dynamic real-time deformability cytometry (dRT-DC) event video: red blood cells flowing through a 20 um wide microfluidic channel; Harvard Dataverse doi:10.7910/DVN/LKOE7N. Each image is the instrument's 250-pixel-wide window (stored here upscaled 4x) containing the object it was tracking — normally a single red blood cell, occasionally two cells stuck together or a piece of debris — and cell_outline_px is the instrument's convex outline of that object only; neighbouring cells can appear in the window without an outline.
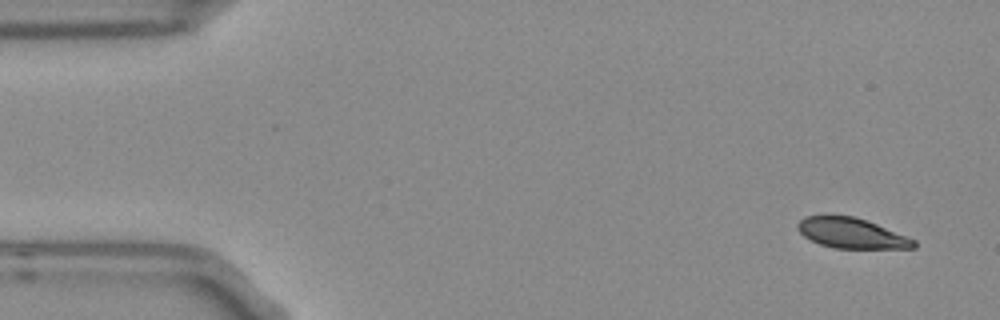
{"species": "Egyptian fruit bat (a non-hibernating species)", "species_latin": "Rousettus aegyptiacus", "temperature_condition": "room temperature", "stored_images_in_passage": 6, "camera_frame_rate_fps": 3000, "um_per_image_px": 0.085, "frame": {"image": 1, "passage_image": 1, "time_ms": 0.0, "image_size_px": [1000, 320], "cell_outline_px": [[916, 248], [832, 248], [820, 244], [804, 236], [796, 228], [796, 224], [804, 216], [852, 216], [876, 224], [916, 240]], "centroid_in_image_um": [72.36, 19.83], "position_along_channel_um": 12.6, "area_um2": 20.17}}
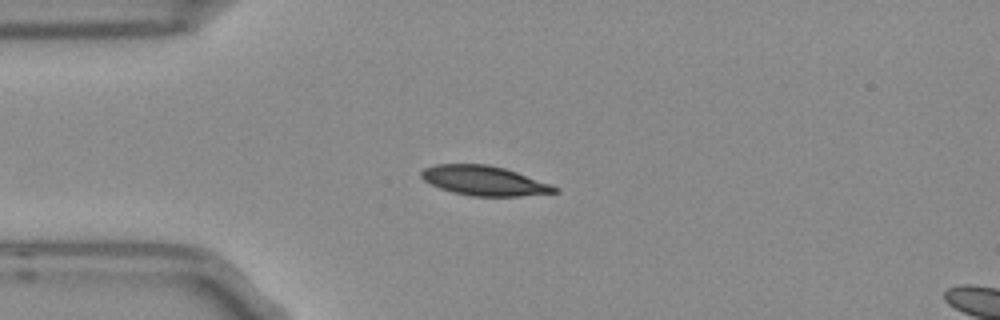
{"frame": {"image": 2, "passage_image": 3, "time_ms": 0.667, "image_size_px": [1000, 320], "cell_outline_px": [[560, 192], [520, 196], [472, 196], [452, 192], [440, 188], [424, 180], [420, 176], [420, 172], [424, 168], [436, 164], [488, 164], [504, 168], [516, 172], [560, 188]], "centroid_in_image_um": [41.14, 15.36], "position_along_channel_um": 43.9, "area_um2": 22.89}}
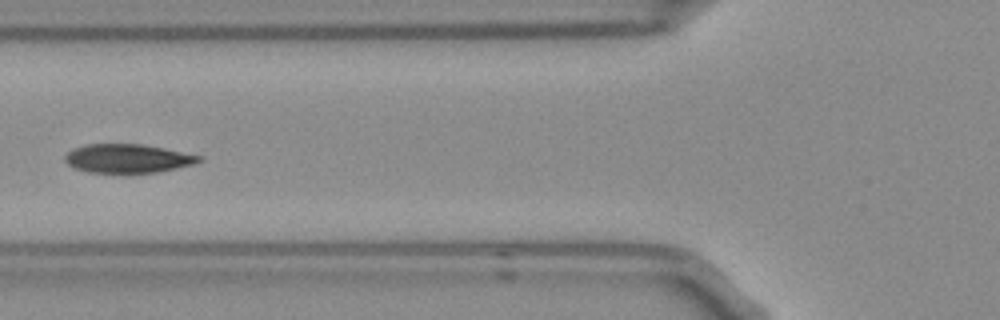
{"frame": {"image": 3, "passage_image": 5, "time_ms": 1.333, "image_size_px": [1000, 320], "cell_outline_px": [[204, 160], [196, 164], [156, 172], [88, 172], [72, 168], [64, 160], [64, 156], [72, 148], [88, 144], [144, 144], [204, 156]], "centroid_in_image_um": [10.88, 13.46], "position_along_channel_um": 114.9, "area_um2": 22.6}}